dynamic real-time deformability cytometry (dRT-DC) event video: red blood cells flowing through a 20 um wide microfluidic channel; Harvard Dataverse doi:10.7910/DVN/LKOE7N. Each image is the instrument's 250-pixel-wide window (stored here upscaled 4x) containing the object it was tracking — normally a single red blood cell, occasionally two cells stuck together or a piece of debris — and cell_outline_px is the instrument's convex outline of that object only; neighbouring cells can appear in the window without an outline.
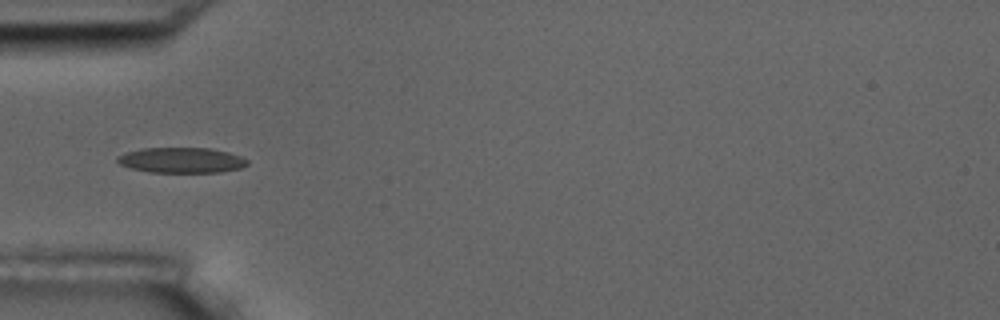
{"species": "common noctule bat (a hibernating species)", "species_latin": "Nyctalus noctula", "temperature_condition": "room temperature", "stored_images_in_passage": 2, "camera_frame_rate_fps": 3000, "um_per_image_px": 0.085, "animal": {"sex": "male", "body_mass_g": 17.5, "forearm_length_mm": 52.3}, "frame": {"image": 1, "passage_image": 1, "time_ms": 0.0, "image_size_px": [1000, 320], "cell_outline_px": [[248, 164], [240, 168], [220, 172], [148, 172], [132, 168], [120, 164], [116, 160], [116, 156], [124, 152], [140, 148], [212, 148], [228, 152], [240, 156], [248, 160]], "centroid_in_image_um": [15.39, 13.61], "position_along_channel_um": 69.6, "area_um2": 19.31}}